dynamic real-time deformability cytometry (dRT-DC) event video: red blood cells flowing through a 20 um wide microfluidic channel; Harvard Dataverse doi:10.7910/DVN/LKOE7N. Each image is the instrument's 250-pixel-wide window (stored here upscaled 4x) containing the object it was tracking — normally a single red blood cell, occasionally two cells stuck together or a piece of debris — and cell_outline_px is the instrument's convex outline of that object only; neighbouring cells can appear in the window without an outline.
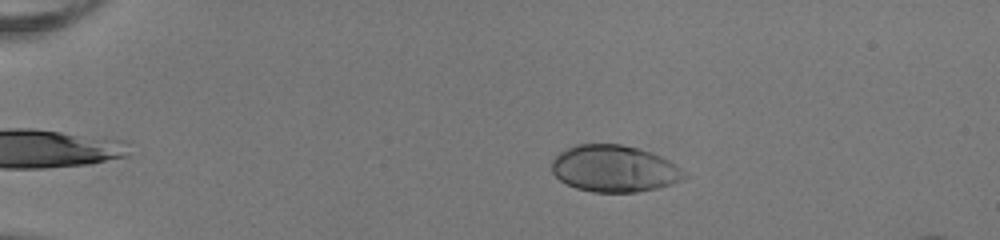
{"species": "human", "species_latin": "Homo sapiens", "temperature_condition": "room temperature", "stored_images_in_passage": 52, "camera_frame_rate_fps": 3000, "um_per_image_px": 0.085, "donor": {"sex": "female"}, "frame": {"image": 1, "passage_image": 11, "time_ms": 3.333, "image_size_px": [1000, 240], "cell_outline_px": [[688, 176], [684, 180], [660, 188], [636, 192], [592, 192], [576, 188], [560, 180], [552, 172], [552, 160], [560, 152], [576, 144], [620, 144], [636, 148], [660, 156], [668, 160], [680, 168]], "centroid_in_image_um": [52.22, 14.35], "position_along_channel_um": 32.8, "area_um2": 36.01}}
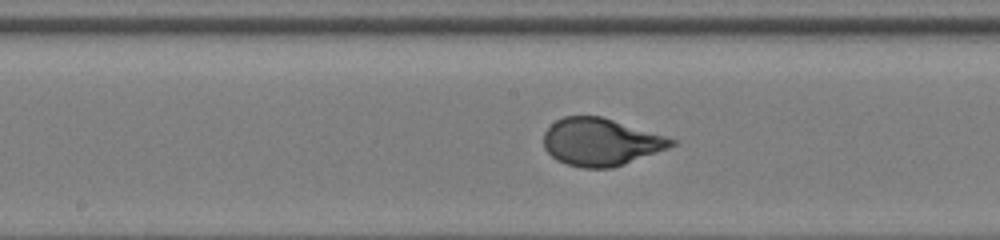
{"frame": {"image": 2, "passage_image": 29, "time_ms": 9.333, "image_size_px": [1000, 240], "cell_outline_px": [[680, 140], [676, 144], [668, 148], [624, 164], [612, 168], [584, 168], [568, 164], [556, 160], [544, 148], [544, 132], [556, 120], [564, 116], [600, 116]], "centroid_in_image_um": [51.08, 12.07], "position_along_channel_um": 197.1, "area_um2": 35.2}}
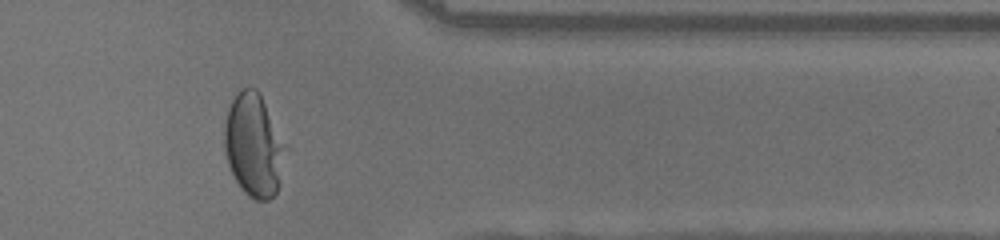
{"frame": {"image": 3, "passage_image": 44, "time_ms": 14.333, "image_size_px": [1000, 240], "cell_outline_px": [[288, 148], [280, 184], [276, 192], [268, 200], [256, 200], [248, 196], [244, 192], [236, 180], [228, 164], [224, 148], [224, 124], [228, 108], [236, 92], [240, 88], [256, 88], [260, 92], [288, 144]], "centroid_in_image_um": [21.61, 12.31], "position_along_channel_um": 389.8, "area_um2": 37.57}, "authors_computed_cell_mechanics": {"area_um2": 36.2984, "velocity_mm_per_s": 4.0202, "shape_relaxation_time_tau1_ms": 3.7103, "shape_relaxation_time_tau2_ms": null, "deformation_change_tau1": 0.2209, "deformation_change_tau2": null}}